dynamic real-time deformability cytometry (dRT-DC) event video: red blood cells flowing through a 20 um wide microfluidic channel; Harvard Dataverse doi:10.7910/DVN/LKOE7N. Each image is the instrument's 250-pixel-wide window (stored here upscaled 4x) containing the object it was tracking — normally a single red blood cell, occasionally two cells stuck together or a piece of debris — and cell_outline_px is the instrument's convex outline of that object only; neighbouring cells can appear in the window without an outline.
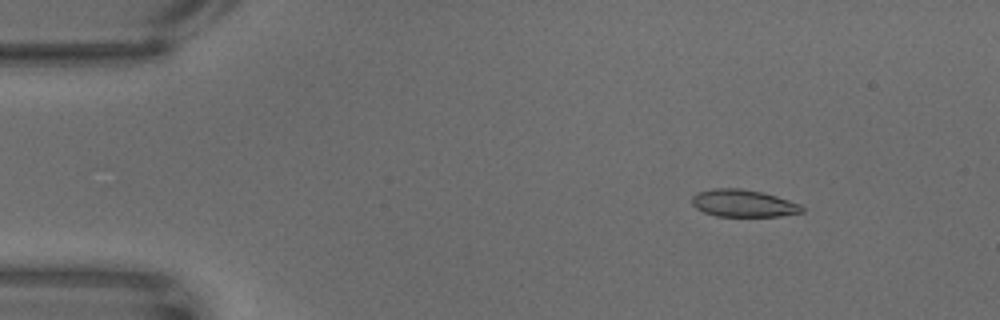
{"species": "common noctule bat (a hibernating species)", "species_latin": "Nyctalus noctula", "temperature_condition": "warm", "stored_images_in_passage": 64, "camera_frame_rate_fps": 3000, "um_per_image_px": 0.085, "animal": {"sex": "male", "body_mass_g": 18.8}, "frame": {"image": 1, "passage_image": 9, "time_ms": 2.667, "image_size_px": [1000, 320], "cell_outline_px": [[804, 212], [780, 216], [716, 216], [704, 212], [696, 208], [692, 204], [692, 196], [696, 192], [712, 188], [740, 188], [760, 192], [776, 196], [800, 204], [804, 208]], "centroid_in_image_um": [63.16, 17.28], "position_along_channel_um": 21.8, "area_um2": 17.51}}
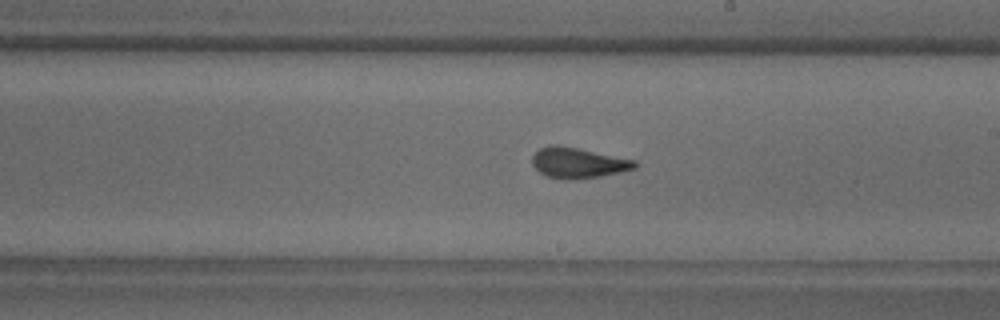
{"frame": {"image": 2, "passage_image": 37, "time_ms": 12.0, "image_size_px": [1000, 320], "cell_outline_px": [[636, 168], [620, 172], [600, 176], [568, 180], [544, 176], [532, 164], [532, 156], [540, 148], [552, 144], [560, 144], [636, 160]], "centroid_in_image_um": [49.12, 13.83], "position_along_channel_um": 239.9, "area_um2": 18.32}}
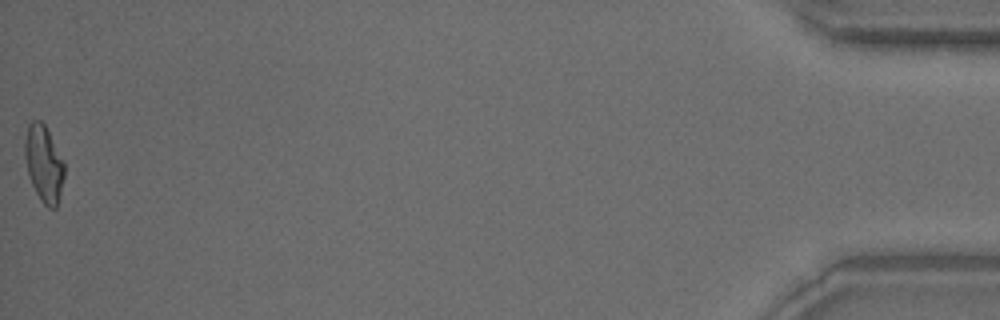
{"frame": {"image": 3, "passage_image": 64, "time_ms": 21.0, "image_size_px": [1000, 320], "cell_outline_px": [[64, 176], [56, 208], [48, 208], [40, 200], [28, 176], [24, 156], [24, 140], [28, 124], [32, 120], [40, 120], [44, 124], [64, 160]], "centroid_in_image_um": [3.7, 13.89], "position_along_channel_um": 431.5, "area_um2": 17.69}}